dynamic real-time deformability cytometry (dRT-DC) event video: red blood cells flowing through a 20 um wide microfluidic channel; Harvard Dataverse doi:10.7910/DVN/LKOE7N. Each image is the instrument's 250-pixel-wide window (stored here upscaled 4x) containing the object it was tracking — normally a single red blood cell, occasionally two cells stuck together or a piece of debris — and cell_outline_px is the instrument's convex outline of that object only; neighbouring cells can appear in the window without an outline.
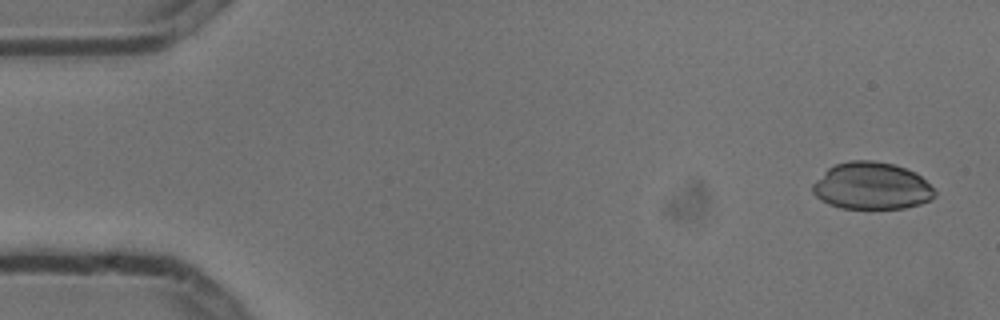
{"species": "common noctule bat (a hibernating species)", "species_latin": "Nyctalus noctula", "temperature_condition": "cold", "stored_images_in_passage": 6, "camera_frame_rate_fps": 3000, "um_per_image_px": 0.085, "animal": {"sex": "male", "body_mass_g": 13.3}, "frame": {"image": 1, "passage_image": 1, "time_ms": 0.0, "image_size_px": [1000, 320], "cell_outline_px": [[936, 196], [932, 200], [920, 204], [904, 208], [840, 208], [828, 204], [816, 196], [812, 192], [812, 184], [828, 168], [836, 164], [848, 160], [872, 160], [896, 164], [916, 172], [936, 192]], "centroid_in_image_um": [74.1, 15.8], "position_along_channel_um": 10.9, "area_um2": 33.64}}
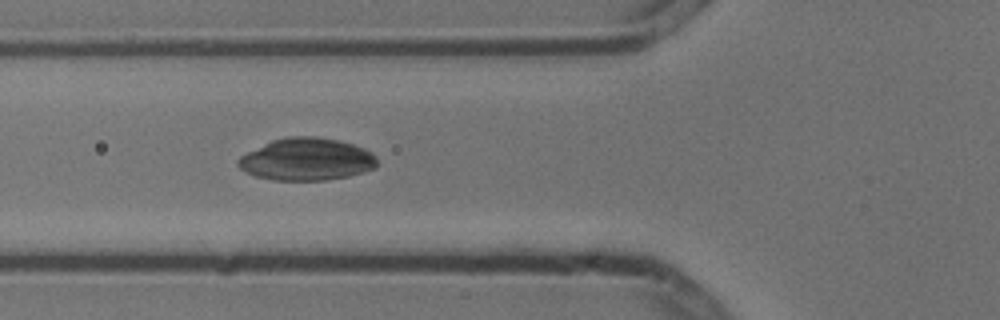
{"frame": {"image": 2, "passage_image": 6, "time_ms": 1.667, "image_size_px": [1000, 320], "cell_outline_px": [[380, 164], [376, 168], [364, 172], [348, 176], [324, 180], [272, 180], [256, 176], [244, 172], [236, 164], [236, 160], [240, 156], [272, 140], [288, 136], [316, 136], [340, 140], [364, 148], [372, 152], [376, 156]], "centroid_in_image_um": [26.09, 13.54], "position_along_channel_um": 99.7, "area_um2": 34.62}}